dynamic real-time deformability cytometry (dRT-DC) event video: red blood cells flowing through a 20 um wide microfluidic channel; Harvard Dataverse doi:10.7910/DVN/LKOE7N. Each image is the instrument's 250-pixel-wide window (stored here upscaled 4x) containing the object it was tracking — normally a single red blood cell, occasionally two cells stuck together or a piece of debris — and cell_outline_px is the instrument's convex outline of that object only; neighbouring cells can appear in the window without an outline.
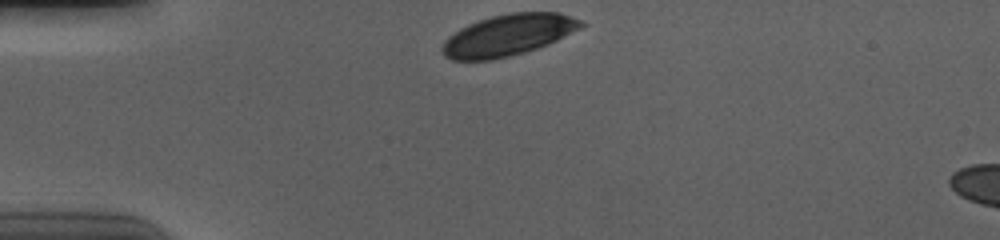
{"species": "human", "species_latin": "Homo sapiens", "temperature_condition": "cold", "stored_images_in_passage": 32, "camera_frame_rate_fps": 3000, "um_per_image_px": 0.085, "donor": {"sex": "male"}, "frame": {"image": 1, "passage_image": 1, "time_ms": 0.0, "image_size_px": [1000, 240], "cell_outline_px": [[588, 24], [548, 44], [524, 52], [492, 60], [452, 60], [444, 56], [440, 48], [444, 40], [448, 36], [460, 28], [468, 24], [492, 16], [512, 12], [560, 12], [580, 20]], "centroid_in_image_um": [43.17, 2.98], "position_along_channel_um": 41.8, "area_um2": 33.41}}
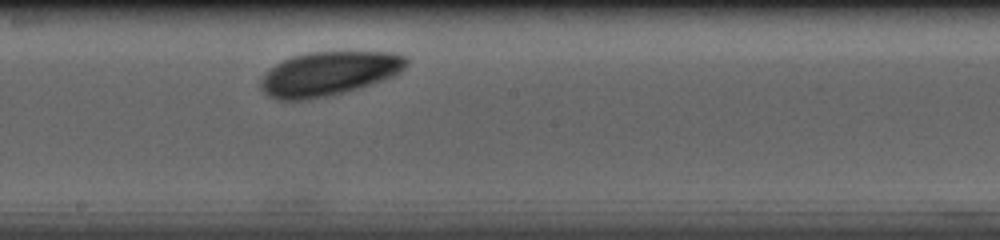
{"frame": {"image": 2, "passage_image": 19, "time_ms": 6.0, "image_size_px": [1000, 240], "cell_outline_px": [[408, 64], [396, 76], [348, 92], [332, 96], [308, 100], [276, 100], [268, 96], [256, 84], [260, 76], [268, 68], [292, 56], [308, 52], [392, 52], [408, 56]], "centroid_in_image_um": [27.92, 6.28], "position_along_channel_um": 220.3, "area_um2": 38.38}}
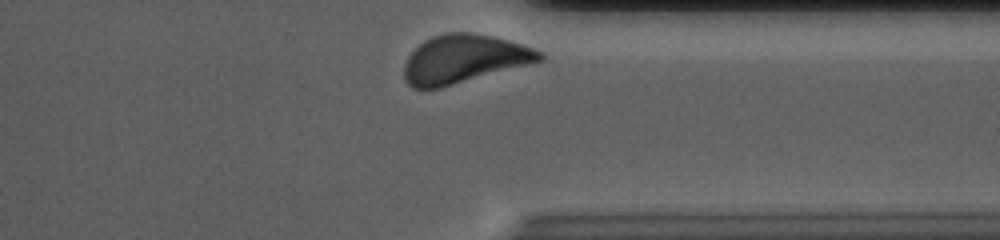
{"frame": {"image": 3, "passage_image": 32, "time_ms": 10.333, "image_size_px": [1000, 240], "cell_outline_px": [[544, 60], [440, 88], [412, 88], [404, 80], [404, 64], [408, 56], [424, 40], [432, 36], [448, 32], [468, 32], [492, 36], [508, 40], [532, 48], [540, 52], [544, 56]], "centroid_in_image_um": [39.4, 5.01], "position_along_channel_um": 372.0, "area_um2": 37.86}, "authors_computed_cell_mechanics": {"area_um2": 36.7319, "velocity_mm_per_s": 3.5267, "shape_relaxation_time_tau1_ms": null, "shape_relaxation_time_tau2_ms": 6.3321, "deformation_change_tau1": null, "deformation_change_tau2": 0.0676}}